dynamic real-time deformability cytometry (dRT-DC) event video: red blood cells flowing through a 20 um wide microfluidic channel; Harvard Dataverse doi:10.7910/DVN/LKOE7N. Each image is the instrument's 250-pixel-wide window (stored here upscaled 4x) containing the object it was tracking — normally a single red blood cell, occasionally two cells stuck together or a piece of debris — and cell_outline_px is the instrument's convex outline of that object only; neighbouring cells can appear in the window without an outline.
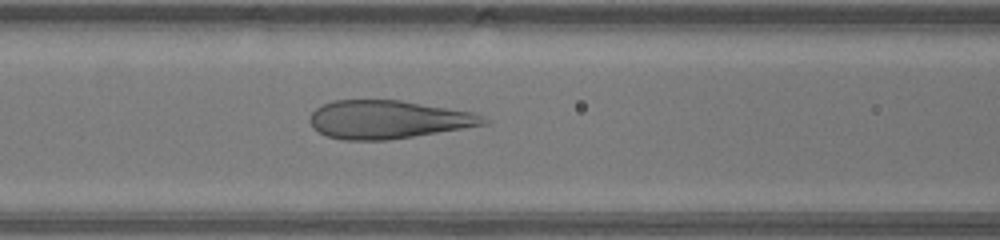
{"species": "human", "species_latin": "Homo sapiens", "temperature_condition": "warm", "stored_images_in_passage": 32, "camera_frame_rate_fps": 3000, "um_per_image_px": 0.085, "donor": {"sex": "male"}, "frame": {"image": 1, "passage_image": 10, "time_ms": 3.0, "image_size_px": [1000, 240], "cell_outline_px": [[488, 120], [484, 124], [464, 128], [388, 140], [344, 140], [328, 136], [312, 128], [308, 120], [308, 116], [320, 104], [332, 100], [400, 100], [472, 112]], "centroid_in_image_um": [32.89, 10.15], "position_along_channel_um": 133.7, "area_um2": 38.55}}
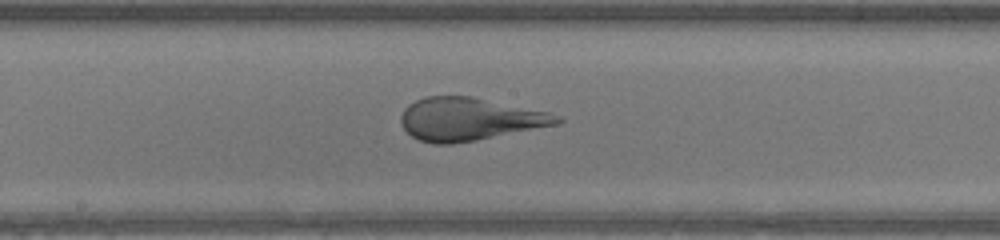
{"frame": {"image": 2, "passage_image": 15, "time_ms": 4.667, "image_size_px": [1000, 240], "cell_outline_px": [[564, 120], [556, 124], [476, 140], [452, 144], [432, 144], [420, 140], [412, 136], [404, 128], [400, 120], [400, 116], [404, 108], [408, 104], [424, 96], [472, 96], [548, 112], [560, 116]], "centroid_in_image_um": [39.85, 10.12], "position_along_channel_um": 208.4, "area_um2": 38.73}}
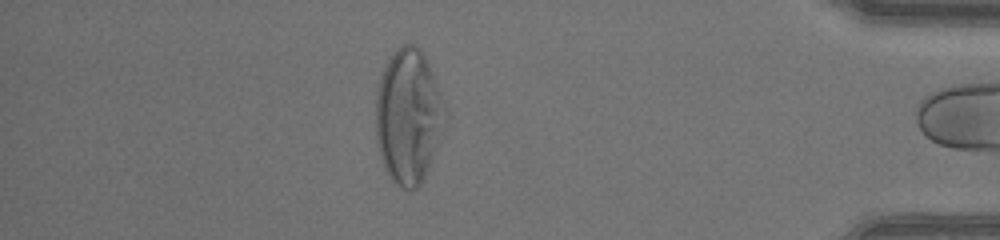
{"frame": {"image": 3, "passage_image": 31, "time_ms": 10.0, "image_size_px": [1000, 240], "cell_outline_px": [[448, 120], [424, 180], [412, 192], [408, 192], [400, 188], [388, 176], [380, 156], [376, 140], [376, 92], [384, 68], [388, 60], [396, 48], [404, 44], [412, 44], [420, 48], [424, 52], [432, 72]], "centroid_in_image_um": [34.72, 9.94], "position_along_channel_um": 400.5, "area_um2": 54.74}, "authors_computed_cell_mechanics": {"area_um2": 42.3096, "velocity_mm_per_s": 4.4677, "shape_relaxation_time_tau1_ms": 8.1873, "shape_relaxation_time_tau2_ms": null, "deformation_change_tau1": 0.3235, "deformation_change_tau2": null}}